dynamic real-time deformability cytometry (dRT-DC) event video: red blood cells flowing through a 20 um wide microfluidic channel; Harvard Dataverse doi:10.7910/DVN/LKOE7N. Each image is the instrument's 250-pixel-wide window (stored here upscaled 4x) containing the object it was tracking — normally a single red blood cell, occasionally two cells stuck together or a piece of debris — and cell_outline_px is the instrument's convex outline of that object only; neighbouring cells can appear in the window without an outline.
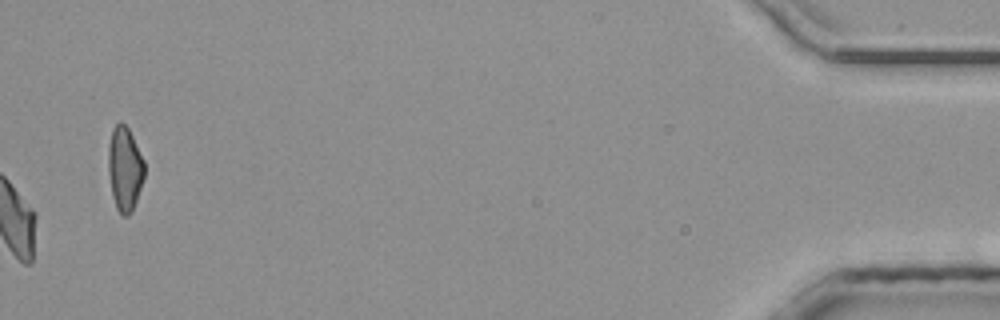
{"species": "common noctule bat (a hibernating species)", "species_latin": "Nyctalus noctula", "temperature_condition": "room temperature", "stored_images_in_passage": 39, "camera_frame_rate_fps": 3000, "um_per_image_px": 0.085, "animal": {"sex": "male", "body_mass_g": 20.4}, "frame": {"image": 1, "passage_image": 39, "time_ms": 12.667, "image_size_px": [1000, 320], "cell_outline_px": [[144, 180], [132, 212], [128, 216], [120, 216], [116, 208], [112, 196], [108, 172], [108, 148], [112, 128], [120, 120], [128, 128], [144, 160]], "centroid_in_image_um": [10.6, 14.38], "position_along_channel_um": 424.6, "area_um2": 17.98}}